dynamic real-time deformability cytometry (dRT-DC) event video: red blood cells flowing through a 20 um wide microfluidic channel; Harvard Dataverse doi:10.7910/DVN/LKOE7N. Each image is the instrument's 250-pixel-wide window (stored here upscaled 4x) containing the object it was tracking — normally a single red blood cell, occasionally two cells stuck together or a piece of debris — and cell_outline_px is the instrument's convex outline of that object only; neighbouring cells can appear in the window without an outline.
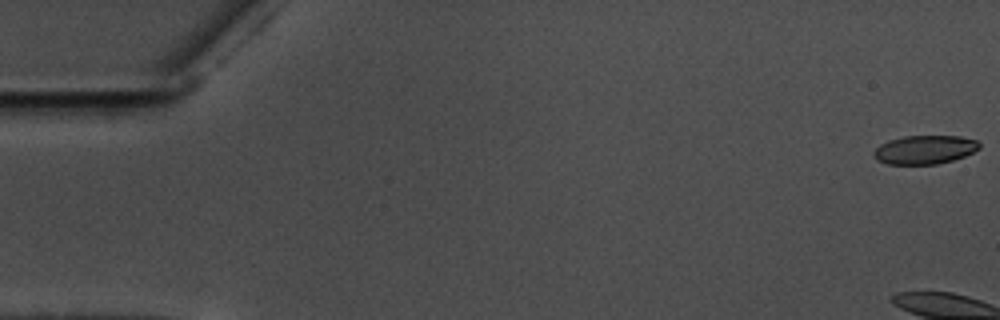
{"species": "common noctule bat (a hibernating species)", "species_latin": "Nyctalus noctula", "temperature_condition": "warm", "stored_images_in_passage": 6, "camera_frame_rate_fps": 3000, "um_per_image_px": 0.085, "animal": {"sex": "male", "body_mass_g": 17.5, "forearm_length_mm": 52.3}, "frame": {"image": 1, "passage_image": 1, "time_ms": 0.0, "image_size_px": [1000, 320], "cell_outline_px": [[980, 148], [964, 156], [952, 160], [936, 164], [888, 164], [876, 160], [872, 156], [872, 152], [880, 144], [888, 140], [904, 136], [960, 136], [976, 140], [980, 144]], "centroid_in_image_um": [78.56, 12.72], "position_along_channel_um": 6.4, "area_um2": 17.69}}